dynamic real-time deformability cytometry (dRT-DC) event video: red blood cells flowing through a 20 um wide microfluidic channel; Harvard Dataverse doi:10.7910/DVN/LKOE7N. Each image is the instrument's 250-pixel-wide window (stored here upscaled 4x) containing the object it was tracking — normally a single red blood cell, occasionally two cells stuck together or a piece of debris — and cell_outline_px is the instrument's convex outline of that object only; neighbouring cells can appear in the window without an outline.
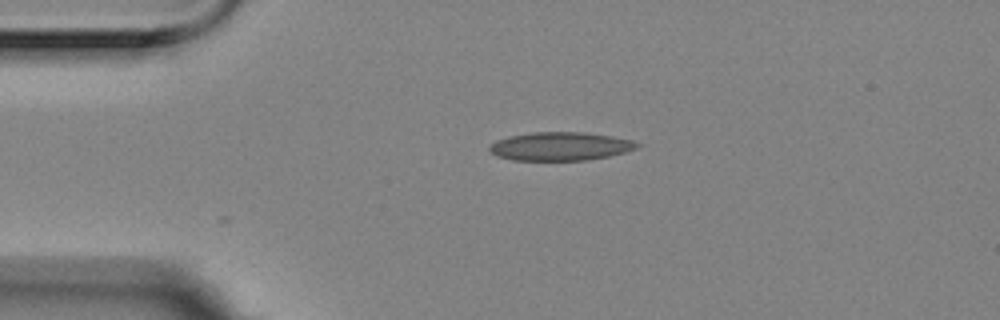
{"species": "Egyptian fruit bat (a non-hibernating species)", "species_latin": "Rousettus aegyptiacus", "temperature_condition": "room temperature", "stored_images_in_passage": 2, "camera_frame_rate_fps": 3000, "um_per_image_px": 0.085, "animal": {"sex": "female"}, "frame": {"image": 1, "passage_image": 1, "time_ms": 0.0, "image_size_px": [1000, 320], "cell_outline_px": [[640, 144], [636, 148], [624, 152], [608, 156], [588, 160], [512, 160], [496, 156], [488, 148], [496, 140], [508, 136], [532, 132], [584, 132], [632, 140]], "centroid_in_image_um": [47.59, 12.44], "position_along_channel_um": 37.4, "area_um2": 24.28}}